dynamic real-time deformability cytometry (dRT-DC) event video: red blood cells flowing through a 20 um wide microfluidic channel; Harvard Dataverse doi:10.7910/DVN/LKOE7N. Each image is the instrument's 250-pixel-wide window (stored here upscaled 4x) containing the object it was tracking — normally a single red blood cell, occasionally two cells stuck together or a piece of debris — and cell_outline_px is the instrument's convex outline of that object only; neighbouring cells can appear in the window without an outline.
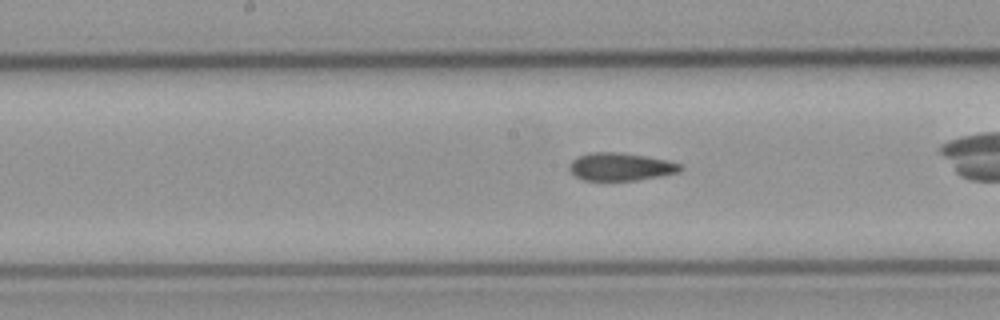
{"species": "common noctule bat (a hibernating species)", "species_latin": "Nyctalus noctula", "temperature_condition": "cold", "stored_images_in_passage": 41, "camera_frame_rate_fps": 3000, "um_per_image_px": 0.085, "animal": {"sex": "male", "body_mass_g": 23.1, "forearm_length_mm": 52.7}, "frame": {"image": 1, "passage_image": 12, "time_ms": 3.667, "image_size_px": [1000, 320], "cell_outline_px": [[684, 168], [680, 172], [660, 176], [636, 180], [584, 180], [576, 176], [568, 168], [568, 164], [572, 160], [580, 156], [592, 152], [620, 152], [668, 160], [684, 164]], "centroid_in_image_um": [52.8, 14.17], "position_along_channel_um": 195.4, "area_um2": 18.03}, "authors_computed_cell_mechanics": {"area_um2": 18.0914, "velocity_mm_per_s": 3.6735, "shape_relaxation_time_tau1_ms": null, "shape_relaxation_time_tau2_ms": 4.0042, "deformation_change_tau1": null, "deformation_change_tau2": 0.0967}}